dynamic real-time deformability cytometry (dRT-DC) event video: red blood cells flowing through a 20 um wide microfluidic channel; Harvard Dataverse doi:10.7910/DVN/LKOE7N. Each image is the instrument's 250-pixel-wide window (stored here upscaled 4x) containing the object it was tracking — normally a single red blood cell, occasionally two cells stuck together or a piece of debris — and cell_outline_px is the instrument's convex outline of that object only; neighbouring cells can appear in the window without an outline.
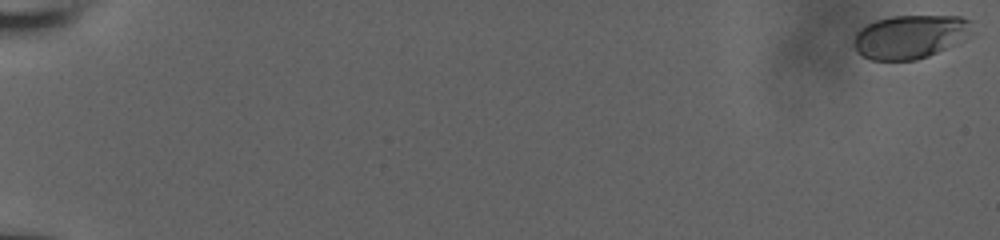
{"species": "human", "species_latin": "Homo sapiens", "temperature_condition": "room temperature", "stored_images_in_passage": 57, "camera_frame_rate_fps": 3000, "um_per_image_px": 0.085, "donor": {"sex": "male"}, "frame": {"image": 1, "passage_image": 1, "time_ms": 0.0, "image_size_px": [1000, 240], "cell_outline_px": [[972, 20], [944, 48], [928, 56], [916, 60], [872, 60], [860, 56], [852, 44], [856, 32], [860, 28], [876, 20], [892, 16], [960, 16]], "centroid_in_image_um": [77.1, 3.12], "position_along_channel_um": 7.9, "area_um2": 28.67}}
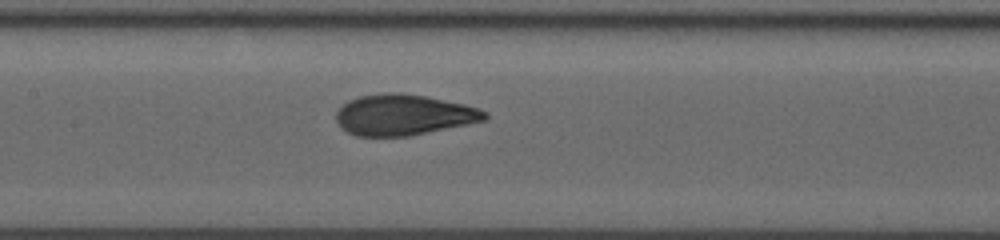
{"frame": {"image": 2, "passage_image": 31, "time_ms": 10.0, "image_size_px": [1000, 240], "cell_outline_px": [[488, 116], [484, 120], [408, 136], [356, 136], [340, 128], [336, 120], [336, 112], [348, 100], [360, 96], [384, 92], [400, 92], [424, 96], [464, 104], [488, 112]], "centroid_in_image_um": [34.25, 9.75], "position_along_channel_um": 173.2, "area_um2": 35.08}}
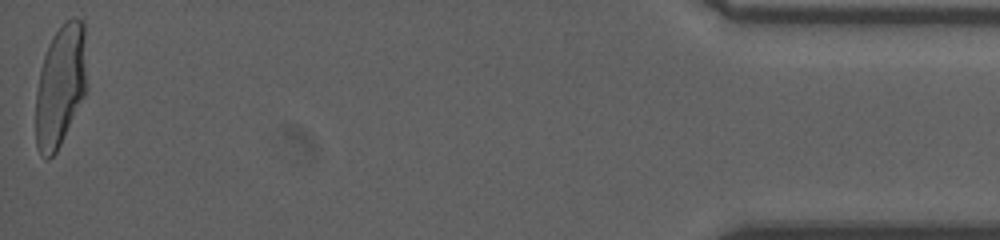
{"frame": {"image": 3, "passage_image": 57, "time_ms": 18.667, "image_size_px": [1000, 240], "cell_outline_px": [[84, 96], [56, 152], [48, 160], [44, 160], [40, 156], [36, 148], [36, 92], [40, 72], [44, 56], [48, 44], [52, 36], [72, 16], [76, 16], [84, 20]], "centroid_in_image_um": [5.09, 7.33], "position_along_channel_um": 430.1, "area_um2": 35.6}, "authors_computed_cell_mechanics": {"area_um2": 34.8534, "velocity_mm_per_s": 3.933, "shape_relaxation_time_tau1_ms": 5.2571, "shape_relaxation_time_tau2_ms": null, "deformation_change_tau1": 0.1979, "deformation_change_tau2": null}}